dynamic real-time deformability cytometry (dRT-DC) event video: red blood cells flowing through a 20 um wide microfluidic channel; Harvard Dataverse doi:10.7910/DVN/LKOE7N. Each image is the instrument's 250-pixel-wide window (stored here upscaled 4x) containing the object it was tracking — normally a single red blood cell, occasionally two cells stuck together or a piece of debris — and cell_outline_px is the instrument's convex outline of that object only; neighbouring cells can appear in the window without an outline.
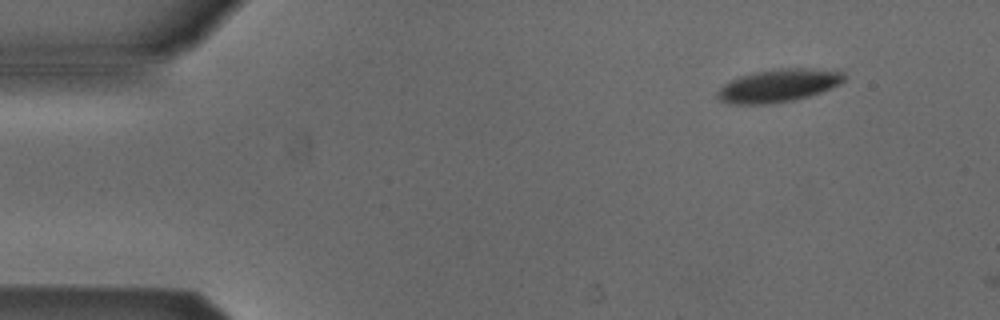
{"species": "Egyptian fruit bat (a non-hibernating species)", "species_latin": "Rousettus aegyptiacus", "temperature_condition": "cold", "stored_images_in_passage": 5, "segment_of_instrument_passage": [2, 2], "camera_frame_rate_fps": 3000, "um_per_image_px": 0.085, "animal": {"sex": "male"}, "frame": {"image": 1, "passage_image": 5, "time_ms": 1.333, "image_size_px": [1000, 320], "cell_outline_px": [[844, 80], [840, 84], [820, 92], [808, 96], [792, 100], [764, 104], [728, 104], [720, 100], [716, 96], [716, 92], [724, 84], [740, 76], [756, 72], [780, 68], [840, 68], [844, 72]], "centroid_in_image_um": [66.22, 7.25], "position_along_channel_um": 18.8, "area_um2": 24.45}}